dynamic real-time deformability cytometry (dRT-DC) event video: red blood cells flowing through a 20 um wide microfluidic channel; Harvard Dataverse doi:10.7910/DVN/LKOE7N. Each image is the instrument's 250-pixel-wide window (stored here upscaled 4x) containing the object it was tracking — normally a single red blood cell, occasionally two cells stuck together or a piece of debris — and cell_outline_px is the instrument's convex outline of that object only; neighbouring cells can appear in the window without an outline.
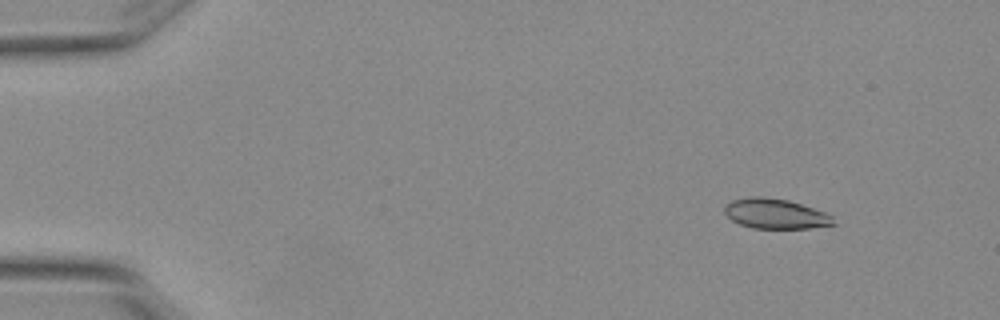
{"species": "Egyptian fruit bat (a non-hibernating species)", "species_latin": "Rousettus aegyptiacus", "temperature_condition": "warm", "stored_images_in_passage": 5, "camera_frame_rate_fps": 3000, "um_per_image_px": 0.085, "animal": {"sex": "female"}, "frame": {"image": 1, "passage_image": 2, "time_ms": 0.333, "image_size_px": [1000, 320], "cell_outline_px": [[836, 224], [808, 228], [752, 228], [740, 224], [732, 220], [724, 212], [724, 204], [732, 200], [752, 196], [764, 196], [788, 200], [824, 212], [832, 216]], "centroid_in_image_um": [65.87, 18.16], "position_along_channel_um": 19.1, "area_um2": 18.96}}
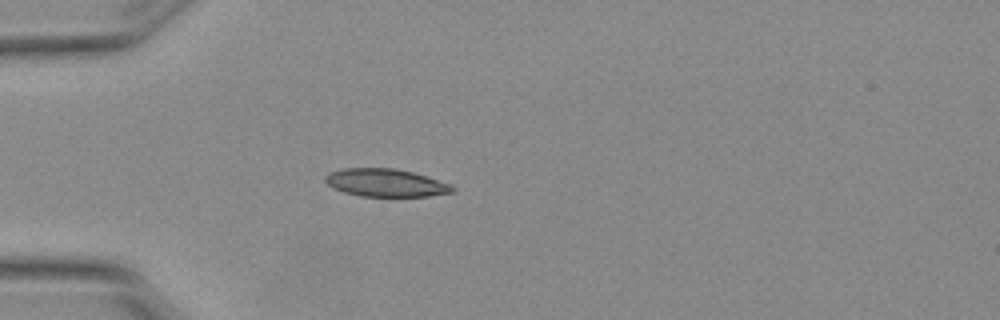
{"frame": {"image": 2, "passage_image": 4, "time_ms": 1.0, "image_size_px": [1000, 320], "cell_outline_px": [[456, 192], [428, 196], [360, 196], [344, 192], [328, 184], [324, 180], [324, 176], [328, 172], [344, 168], [392, 168], [412, 172], [452, 184], [456, 188]], "centroid_in_image_um": [32.81, 15.53], "position_along_channel_um": 52.2, "area_um2": 20.63}}